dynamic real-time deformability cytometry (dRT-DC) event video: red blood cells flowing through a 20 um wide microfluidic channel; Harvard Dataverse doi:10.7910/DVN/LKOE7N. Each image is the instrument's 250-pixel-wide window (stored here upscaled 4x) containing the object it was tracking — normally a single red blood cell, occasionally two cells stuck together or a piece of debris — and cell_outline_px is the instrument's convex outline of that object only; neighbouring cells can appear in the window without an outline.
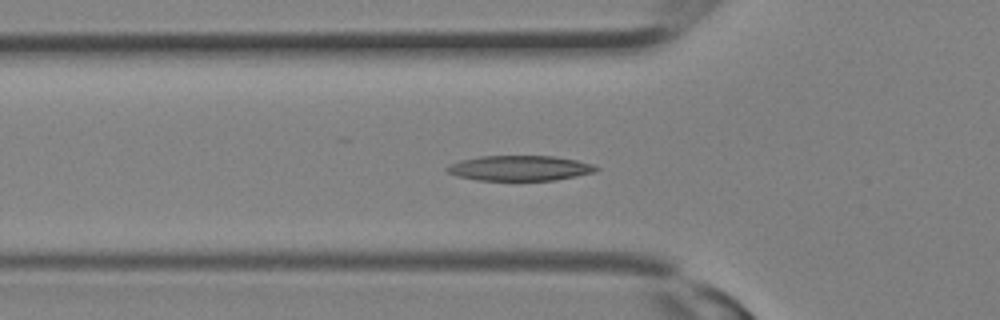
{"species": "Egyptian fruit bat (a non-hibernating species)", "species_latin": "Rousettus aegyptiacus", "temperature_condition": "room temperature", "stored_images_in_passage": 15, "camera_frame_rate_fps": 3000, "um_per_image_px": 0.085, "animal": {"sex": "female"}, "frame": {"image": 1, "passage_image": 9, "time_ms": 2.667, "image_size_px": [1000, 320], "cell_outline_px": [[600, 168], [596, 172], [576, 176], [552, 180], [476, 180], [456, 176], [448, 172], [444, 168], [448, 164], [460, 160], [480, 156], [552, 156], [576, 160], [592, 164]], "centroid_in_image_um": [44.14, 14.29], "position_along_channel_um": 81.7, "area_um2": 21.91}}
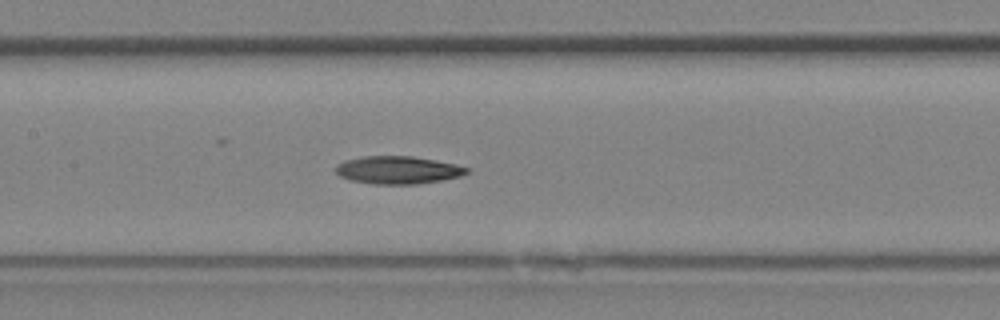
{"frame": {"image": 2, "passage_image": 13, "time_ms": 4.0, "image_size_px": [1000, 320], "cell_outline_px": [[468, 172], [460, 176], [444, 180], [416, 184], [372, 184], [348, 180], [340, 176], [336, 172], [336, 164], [344, 160], [364, 156], [412, 156], [436, 160], [456, 164], [468, 168]], "centroid_in_image_um": [33.8, 14.45], "position_along_channel_um": 173.6, "area_um2": 21.33}}
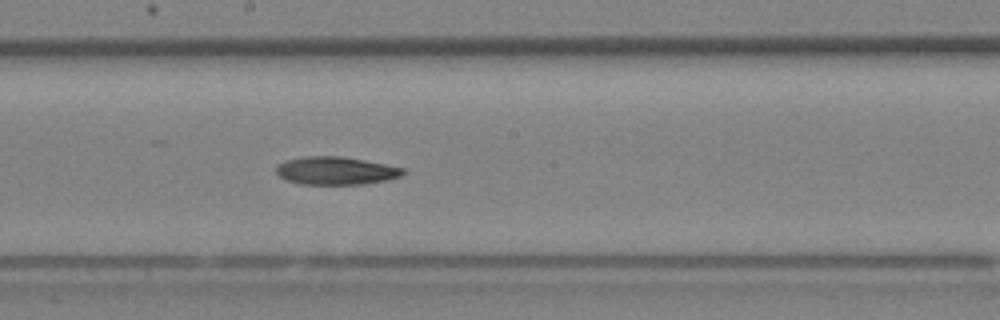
{"frame": {"image": 3, "passage_image": 15, "time_ms": 4.667, "image_size_px": [1000, 320], "cell_outline_px": [[404, 172], [400, 176], [384, 180], [364, 184], [300, 184], [288, 180], [280, 176], [276, 172], [276, 164], [284, 160], [304, 156], [340, 156], [364, 160], [404, 168]], "centroid_in_image_um": [28.49, 14.5], "position_along_channel_um": 219.7, "area_um2": 20.52}}